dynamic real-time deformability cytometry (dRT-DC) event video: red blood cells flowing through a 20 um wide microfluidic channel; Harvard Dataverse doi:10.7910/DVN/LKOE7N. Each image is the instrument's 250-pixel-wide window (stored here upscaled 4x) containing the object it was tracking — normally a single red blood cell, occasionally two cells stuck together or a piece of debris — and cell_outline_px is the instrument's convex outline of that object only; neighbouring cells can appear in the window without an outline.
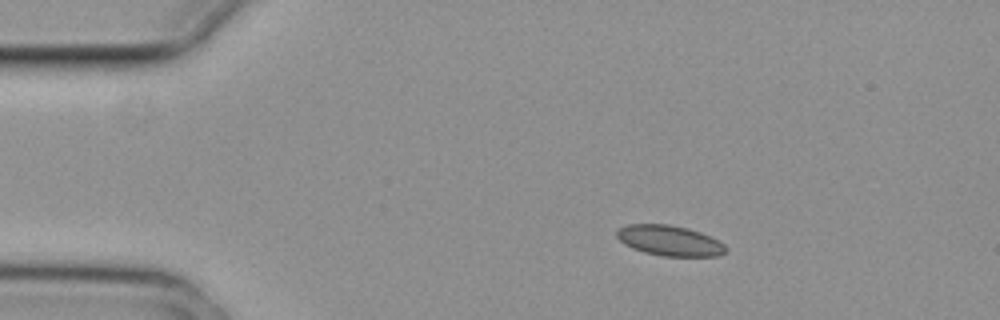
{"species": "common noctule bat (a hibernating species)", "species_latin": "Nyctalus noctula", "temperature_condition": "cold", "stored_images_in_passage": 3, "camera_frame_rate_fps": 3000, "um_per_image_px": 0.085, "animal": {"sex": "female", "body_mass_g": 29.2, "forearm_length_mm": 56.3}, "frame": {"image": 1, "passage_image": 1, "time_ms": 0.0, "image_size_px": [1000, 320], "cell_outline_px": [[728, 248], [720, 256], [660, 256], [644, 252], [632, 248], [624, 244], [616, 236], [616, 232], [620, 228], [628, 224], [668, 224], [688, 228], [700, 232], [720, 240]], "centroid_in_image_um": [56.93, 20.45], "position_along_channel_um": 28.1, "area_um2": 19.42}}
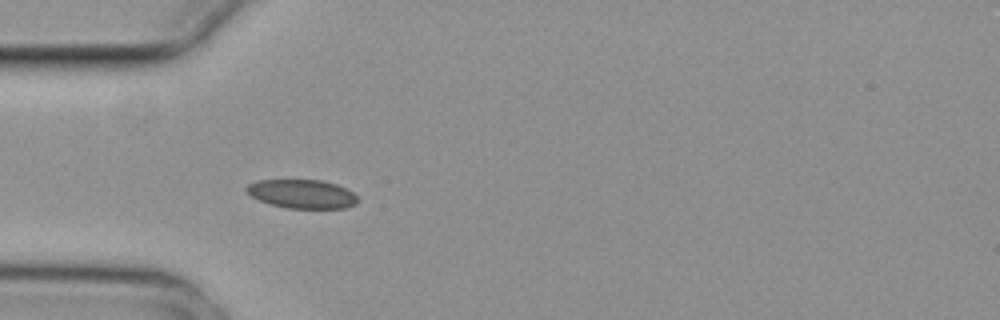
{"frame": {"image": 2, "passage_image": 3, "time_ms": 0.667, "image_size_px": [1000, 320], "cell_outline_px": [[360, 200], [356, 204], [344, 208], [288, 208], [272, 204], [260, 200], [244, 192], [244, 188], [248, 184], [256, 180], [320, 180], [336, 184], [352, 192]], "centroid_in_image_um": [25.65, 16.48], "position_along_channel_um": 59.3, "area_um2": 18.61}}